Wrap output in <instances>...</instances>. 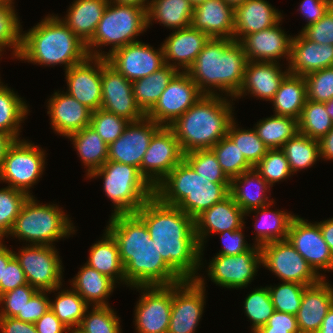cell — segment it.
I'll use <instances>...</instances> for the list:
<instances>
[{
	"instance_id": "12",
	"label": "cell",
	"mask_w": 333,
	"mask_h": 333,
	"mask_svg": "<svg viewBox=\"0 0 333 333\" xmlns=\"http://www.w3.org/2000/svg\"><path fill=\"white\" fill-rule=\"evenodd\" d=\"M260 250L261 265L282 282L310 286L322 279L287 239L266 243Z\"/></svg>"
},
{
	"instance_id": "17",
	"label": "cell",
	"mask_w": 333,
	"mask_h": 333,
	"mask_svg": "<svg viewBox=\"0 0 333 333\" xmlns=\"http://www.w3.org/2000/svg\"><path fill=\"white\" fill-rule=\"evenodd\" d=\"M141 292L136 302V333H167L172 309V285L134 287Z\"/></svg>"
},
{
	"instance_id": "62",
	"label": "cell",
	"mask_w": 333,
	"mask_h": 333,
	"mask_svg": "<svg viewBox=\"0 0 333 333\" xmlns=\"http://www.w3.org/2000/svg\"><path fill=\"white\" fill-rule=\"evenodd\" d=\"M26 284L28 282L25 273L14 256L7 265H4L3 280L0 281V295Z\"/></svg>"
},
{
	"instance_id": "24",
	"label": "cell",
	"mask_w": 333,
	"mask_h": 333,
	"mask_svg": "<svg viewBox=\"0 0 333 333\" xmlns=\"http://www.w3.org/2000/svg\"><path fill=\"white\" fill-rule=\"evenodd\" d=\"M245 212L236 204L230 195L203 211L194 219L195 232L201 247V261L207 236L219 234L226 230L235 231L245 228ZM212 233V234H211Z\"/></svg>"
},
{
	"instance_id": "49",
	"label": "cell",
	"mask_w": 333,
	"mask_h": 333,
	"mask_svg": "<svg viewBox=\"0 0 333 333\" xmlns=\"http://www.w3.org/2000/svg\"><path fill=\"white\" fill-rule=\"evenodd\" d=\"M119 319L111 306H93L86 310L77 329L81 333H121Z\"/></svg>"
},
{
	"instance_id": "21",
	"label": "cell",
	"mask_w": 333,
	"mask_h": 333,
	"mask_svg": "<svg viewBox=\"0 0 333 333\" xmlns=\"http://www.w3.org/2000/svg\"><path fill=\"white\" fill-rule=\"evenodd\" d=\"M161 127L146 116L129 122L123 134L109 145L107 161L135 166L140 169L153 134Z\"/></svg>"
},
{
	"instance_id": "67",
	"label": "cell",
	"mask_w": 333,
	"mask_h": 333,
	"mask_svg": "<svg viewBox=\"0 0 333 333\" xmlns=\"http://www.w3.org/2000/svg\"><path fill=\"white\" fill-rule=\"evenodd\" d=\"M319 224L323 239L330 248L333 255V218L317 222Z\"/></svg>"
},
{
	"instance_id": "45",
	"label": "cell",
	"mask_w": 333,
	"mask_h": 333,
	"mask_svg": "<svg viewBox=\"0 0 333 333\" xmlns=\"http://www.w3.org/2000/svg\"><path fill=\"white\" fill-rule=\"evenodd\" d=\"M299 133L320 140L333 127L326 103L306 100L298 119Z\"/></svg>"
},
{
	"instance_id": "39",
	"label": "cell",
	"mask_w": 333,
	"mask_h": 333,
	"mask_svg": "<svg viewBox=\"0 0 333 333\" xmlns=\"http://www.w3.org/2000/svg\"><path fill=\"white\" fill-rule=\"evenodd\" d=\"M193 7L188 0H150L147 9V27L157 21L171 30L191 26Z\"/></svg>"
},
{
	"instance_id": "38",
	"label": "cell",
	"mask_w": 333,
	"mask_h": 333,
	"mask_svg": "<svg viewBox=\"0 0 333 333\" xmlns=\"http://www.w3.org/2000/svg\"><path fill=\"white\" fill-rule=\"evenodd\" d=\"M66 138L72 141L78 157L87 169L85 176L88 177L107 162L109 146L92 127H84Z\"/></svg>"
},
{
	"instance_id": "41",
	"label": "cell",
	"mask_w": 333,
	"mask_h": 333,
	"mask_svg": "<svg viewBox=\"0 0 333 333\" xmlns=\"http://www.w3.org/2000/svg\"><path fill=\"white\" fill-rule=\"evenodd\" d=\"M28 107L23 97H19L7 84L3 85L0 79V131L20 140L21 123L27 118Z\"/></svg>"
},
{
	"instance_id": "10",
	"label": "cell",
	"mask_w": 333,
	"mask_h": 333,
	"mask_svg": "<svg viewBox=\"0 0 333 333\" xmlns=\"http://www.w3.org/2000/svg\"><path fill=\"white\" fill-rule=\"evenodd\" d=\"M42 147L25 139L16 140L8 149L0 169V182L32 196L30 189L42 177L47 154Z\"/></svg>"
},
{
	"instance_id": "6",
	"label": "cell",
	"mask_w": 333,
	"mask_h": 333,
	"mask_svg": "<svg viewBox=\"0 0 333 333\" xmlns=\"http://www.w3.org/2000/svg\"><path fill=\"white\" fill-rule=\"evenodd\" d=\"M230 183H212L183 159L155 188L154 195L195 219L229 195Z\"/></svg>"
},
{
	"instance_id": "27",
	"label": "cell",
	"mask_w": 333,
	"mask_h": 333,
	"mask_svg": "<svg viewBox=\"0 0 333 333\" xmlns=\"http://www.w3.org/2000/svg\"><path fill=\"white\" fill-rule=\"evenodd\" d=\"M326 278L307 286L296 314L300 333H317L333 305V285Z\"/></svg>"
},
{
	"instance_id": "51",
	"label": "cell",
	"mask_w": 333,
	"mask_h": 333,
	"mask_svg": "<svg viewBox=\"0 0 333 333\" xmlns=\"http://www.w3.org/2000/svg\"><path fill=\"white\" fill-rule=\"evenodd\" d=\"M29 195L21 190L6 186L0 188V240L8 237L15 219Z\"/></svg>"
},
{
	"instance_id": "58",
	"label": "cell",
	"mask_w": 333,
	"mask_h": 333,
	"mask_svg": "<svg viewBox=\"0 0 333 333\" xmlns=\"http://www.w3.org/2000/svg\"><path fill=\"white\" fill-rule=\"evenodd\" d=\"M300 32L310 41L333 45V6L316 23L305 27Z\"/></svg>"
},
{
	"instance_id": "74",
	"label": "cell",
	"mask_w": 333,
	"mask_h": 333,
	"mask_svg": "<svg viewBox=\"0 0 333 333\" xmlns=\"http://www.w3.org/2000/svg\"><path fill=\"white\" fill-rule=\"evenodd\" d=\"M188 1L191 3L192 7L194 8V7H196V6L200 5V4H202V3L205 2L206 0H188Z\"/></svg>"
},
{
	"instance_id": "26",
	"label": "cell",
	"mask_w": 333,
	"mask_h": 333,
	"mask_svg": "<svg viewBox=\"0 0 333 333\" xmlns=\"http://www.w3.org/2000/svg\"><path fill=\"white\" fill-rule=\"evenodd\" d=\"M209 39L208 35L192 26L173 30L162 44L165 64L176 68L179 72H186Z\"/></svg>"
},
{
	"instance_id": "73",
	"label": "cell",
	"mask_w": 333,
	"mask_h": 333,
	"mask_svg": "<svg viewBox=\"0 0 333 333\" xmlns=\"http://www.w3.org/2000/svg\"><path fill=\"white\" fill-rule=\"evenodd\" d=\"M224 1L235 8L236 6L242 4L245 0H224Z\"/></svg>"
},
{
	"instance_id": "20",
	"label": "cell",
	"mask_w": 333,
	"mask_h": 333,
	"mask_svg": "<svg viewBox=\"0 0 333 333\" xmlns=\"http://www.w3.org/2000/svg\"><path fill=\"white\" fill-rule=\"evenodd\" d=\"M106 59L131 82L144 78L165 65L162 45L157 50L141 41L114 50Z\"/></svg>"
},
{
	"instance_id": "1",
	"label": "cell",
	"mask_w": 333,
	"mask_h": 333,
	"mask_svg": "<svg viewBox=\"0 0 333 333\" xmlns=\"http://www.w3.org/2000/svg\"><path fill=\"white\" fill-rule=\"evenodd\" d=\"M135 214L145 223L163 260L183 280H195L203 261L194 219L177 206L162 203L155 195Z\"/></svg>"
},
{
	"instance_id": "14",
	"label": "cell",
	"mask_w": 333,
	"mask_h": 333,
	"mask_svg": "<svg viewBox=\"0 0 333 333\" xmlns=\"http://www.w3.org/2000/svg\"><path fill=\"white\" fill-rule=\"evenodd\" d=\"M183 159L174 132L169 126H161L150 140L139 172L155 188Z\"/></svg>"
},
{
	"instance_id": "43",
	"label": "cell",
	"mask_w": 333,
	"mask_h": 333,
	"mask_svg": "<svg viewBox=\"0 0 333 333\" xmlns=\"http://www.w3.org/2000/svg\"><path fill=\"white\" fill-rule=\"evenodd\" d=\"M61 287L54 289L61 291L55 293L54 301L50 299V309L69 330L77 329L91 306L72 288L65 290Z\"/></svg>"
},
{
	"instance_id": "15",
	"label": "cell",
	"mask_w": 333,
	"mask_h": 333,
	"mask_svg": "<svg viewBox=\"0 0 333 333\" xmlns=\"http://www.w3.org/2000/svg\"><path fill=\"white\" fill-rule=\"evenodd\" d=\"M204 94L187 72H178L164 89L146 117L161 126H169Z\"/></svg>"
},
{
	"instance_id": "8",
	"label": "cell",
	"mask_w": 333,
	"mask_h": 333,
	"mask_svg": "<svg viewBox=\"0 0 333 333\" xmlns=\"http://www.w3.org/2000/svg\"><path fill=\"white\" fill-rule=\"evenodd\" d=\"M147 29L145 8L109 2L93 37L86 43L87 52L92 57L106 58L114 50L139 41L136 37ZM107 45L112 46L109 52L99 49Z\"/></svg>"
},
{
	"instance_id": "54",
	"label": "cell",
	"mask_w": 333,
	"mask_h": 333,
	"mask_svg": "<svg viewBox=\"0 0 333 333\" xmlns=\"http://www.w3.org/2000/svg\"><path fill=\"white\" fill-rule=\"evenodd\" d=\"M306 287L307 285L295 282H282V284L277 286H268L274 309L279 312L296 315Z\"/></svg>"
},
{
	"instance_id": "2",
	"label": "cell",
	"mask_w": 333,
	"mask_h": 333,
	"mask_svg": "<svg viewBox=\"0 0 333 333\" xmlns=\"http://www.w3.org/2000/svg\"><path fill=\"white\" fill-rule=\"evenodd\" d=\"M106 230L116 240L127 287L167 286L183 279L163 260L145 223L135 214L111 215Z\"/></svg>"
},
{
	"instance_id": "16",
	"label": "cell",
	"mask_w": 333,
	"mask_h": 333,
	"mask_svg": "<svg viewBox=\"0 0 333 333\" xmlns=\"http://www.w3.org/2000/svg\"><path fill=\"white\" fill-rule=\"evenodd\" d=\"M261 266L260 246L254 244L250 250L238 255L216 254L206 271L216 285L228 289H241L251 284Z\"/></svg>"
},
{
	"instance_id": "59",
	"label": "cell",
	"mask_w": 333,
	"mask_h": 333,
	"mask_svg": "<svg viewBox=\"0 0 333 333\" xmlns=\"http://www.w3.org/2000/svg\"><path fill=\"white\" fill-rule=\"evenodd\" d=\"M254 333H300L296 315L276 311L267 323Z\"/></svg>"
},
{
	"instance_id": "52",
	"label": "cell",
	"mask_w": 333,
	"mask_h": 333,
	"mask_svg": "<svg viewBox=\"0 0 333 333\" xmlns=\"http://www.w3.org/2000/svg\"><path fill=\"white\" fill-rule=\"evenodd\" d=\"M184 160L192 169L212 183H230L211 149L195 150L184 154Z\"/></svg>"
},
{
	"instance_id": "18",
	"label": "cell",
	"mask_w": 333,
	"mask_h": 333,
	"mask_svg": "<svg viewBox=\"0 0 333 333\" xmlns=\"http://www.w3.org/2000/svg\"><path fill=\"white\" fill-rule=\"evenodd\" d=\"M287 240L319 276L326 278L320 274L321 270L333 271V255L317 222L313 224L296 215L290 223Z\"/></svg>"
},
{
	"instance_id": "48",
	"label": "cell",
	"mask_w": 333,
	"mask_h": 333,
	"mask_svg": "<svg viewBox=\"0 0 333 333\" xmlns=\"http://www.w3.org/2000/svg\"><path fill=\"white\" fill-rule=\"evenodd\" d=\"M211 150L216 155L222 171L230 180L253 168L227 135L219 140Z\"/></svg>"
},
{
	"instance_id": "46",
	"label": "cell",
	"mask_w": 333,
	"mask_h": 333,
	"mask_svg": "<svg viewBox=\"0 0 333 333\" xmlns=\"http://www.w3.org/2000/svg\"><path fill=\"white\" fill-rule=\"evenodd\" d=\"M14 3H0V54L12 48L17 59L22 47V26ZM18 16V17H17Z\"/></svg>"
},
{
	"instance_id": "5",
	"label": "cell",
	"mask_w": 333,
	"mask_h": 333,
	"mask_svg": "<svg viewBox=\"0 0 333 333\" xmlns=\"http://www.w3.org/2000/svg\"><path fill=\"white\" fill-rule=\"evenodd\" d=\"M226 98L221 95H203L169 125L184 154L211 149L227 135L234 120V104Z\"/></svg>"
},
{
	"instance_id": "40",
	"label": "cell",
	"mask_w": 333,
	"mask_h": 333,
	"mask_svg": "<svg viewBox=\"0 0 333 333\" xmlns=\"http://www.w3.org/2000/svg\"><path fill=\"white\" fill-rule=\"evenodd\" d=\"M178 72L176 68L165 64L154 73L132 82L135 102L145 115L154 107Z\"/></svg>"
},
{
	"instance_id": "34",
	"label": "cell",
	"mask_w": 333,
	"mask_h": 333,
	"mask_svg": "<svg viewBox=\"0 0 333 333\" xmlns=\"http://www.w3.org/2000/svg\"><path fill=\"white\" fill-rule=\"evenodd\" d=\"M83 265L78 274L70 280L71 288L90 306H110L107 298L117 284L89 265Z\"/></svg>"
},
{
	"instance_id": "4",
	"label": "cell",
	"mask_w": 333,
	"mask_h": 333,
	"mask_svg": "<svg viewBox=\"0 0 333 333\" xmlns=\"http://www.w3.org/2000/svg\"><path fill=\"white\" fill-rule=\"evenodd\" d=\"M89 56L86 44L58 15H49L22 33V47L17 59L44 66L64 65V70Z\"/></svg>"
},
{
	"instance_id": "57",
	"label": "cell",
	"mask_w": 333,
	"mask_h": 333,
	"mask_svg": "<svg viewBox=\"0 0 333 333\" xmlns=\"http://www.w3.org/2000/svg\"><path fill=\"white\" fill-rule=\"evenodd\" d=\"M37 291L33 286L26 284L0 295V317L23 315V308Z\"/></svg>"
},
{
	"instance_id": "11",
	"label": "cell",
	"mask_w": 333,
	"mask_h": 333,
	"mask_svg": "<svg viewBox=\"0 0 333 333\" xmlns=\"http://www.w3.org/2000/svg\"><path fill=\"white\" fill-rule=\"evenodd\" d=\"M14 256L19 261L28 284L36 290L54 293V289L63 285L64 268L55 245L26 244L18 253L14 251Z\"/></svg>"
},
{
	"instance_id": "60",
	"label": "cell",
	"mask_w": 333,
	"mask_h": 333,
	"mask_svg": "<svg viewBox=\"0 0 333 333\" xmlns=\"http://www.w3.org/2000/svg\"><path fill=\"white\" fill-rule=\"evenodd\" d=\"M50 291H37L23 308V315H16L14 318L35 323L50 309V300L47 294Z\"/></svg>"
},
{
	"instance_id": "36",
	"label": "cell",
	"mask_w": 333,
	"mask_h": 333,
	"mask_svg": "<svg viewBox=\"0 0 333 333\" xmlns=\"http://www.w3.org/2000/svg\"><path fill=\"white\" fill-rule=\"evenodd\" d=\"M253 209L247 213L245 216H249L251 213H257L254 217L256 218V223H254V228L256 237L255 245L262 246L269 242L286 240L288 236V230L292 219L296 216L292 213H288L284 210H269L272 204ZM258 215L261 219H258Z\"/></svg>"
},
{
	"instance_id": "50",
	"label": "cell",
	"mask_w": 333,
	"mask_h": 333,
	"mask_svg": "<svg viewBox=\"0 0 333 333\" xmlns=\"http://www.w3.org/2000/svg\"><path fill=\"white\" fill-rule=\"evenodd\" d=\"M244 314L249 318L251 324V333L256 332L260 327L264 326L270 316L275 312L268 286L255 288L245 298Z\"/></svg>"
},
{
	"instance_id": "64",
	"label": "cell",
	"mask_w": 333,
	"mask_h": 333,
	"mask_svg": "<svg viewBox=\"0 0 333 333\" xmlns=\"http://www.w3.org/2000/svg\"><path fill=\"white\" fill-rule=\"evenodd\" d=\"M38 333H69V329L59 320L51 309L35 323Z\"/></svg>"
},
{
	"instance_id": "31",
	"label": "cell",
	"mask_w": 333,
	"mask_h": 333,
	"mask_svg": "<svg viewBox=\"0 0 333 333\" xmlns=\"http://www.w3.org/2000/svg\"><path fill=\"white\" fill-rule=\"evenodd\" d=\"M282 19V13L267 0H245L234 8L233 39L239 42L245 35L269 29Z\"/></svg>"
},
{
	"instance_id": "56",
	"label": "cell",
	"mask_w": 333,
	"mask_h": 333,
	"mask_svg": "<svg viewBox=\"0 0 333 333\" xmlns=\"http://www.w3.org/2000/svg\"><path fill=\"white\" fill-rule=\"evenodd\" d=\"M304 79L307 100L326 103L333 98V66L308 73Z\"/></svg>"
},
{
	"instance_id": "63",
	"label": "cell",
	"mask_w": 333,
	"mask_h": 333,
	"mask_svg": "<svg viewBox=\"0 0 333 333\" xmlns=\"http://www.w3.org/2000/svg\"><path fill=\"white\" fill-rule=\"evenodd\" d=\"M331 6L332 0H302L298 11H300V14L307 20V23L302 30L305 27L316 23L325 15Z\"/></svg>"
},
{
	"instance_id": "65",
	"label": "cell",
	"mask_w": 333,
	"mask_h": 333,
	"mask_svg": "<svg viewBox=\"0 0 333 333\" xmlns=\"http://www.w3.org/2000/svg\"><path fill=\"white\" fill-rule=\"evenodd\" d=\"M0 333H38L34 323L14 317H0Z\"/></svg>"
},
{
	"instance_id": "37",
	"label": "cell",
	"mask_w": 333,
	"mask_h": 333,
	"mask_svg": "<svg viewBox=\"0 0 333 333\" xmlns=\"http://www.w3.org/2000/svg\"><path fill=\"white\" fill-rule=\"evenodd\" d=\"M307 100L304 76L288 73L270 102L274 106V114L299 119Z\"/></svg>"
},
{
	"instance_id": "70",
	"label": "cell",
	"mask_w": 333,
	"mask_h": 333,
	"mask_svg": "<svg viewBox=\"0 0 333 333\" xmlns=\"http://www.w3.org/2000/svg\"><path fill=\"white\" fill-rule=\"evenodd\" d=\"M317 333H333V305L329 309Z\"/></svg>"
},
{
	"instance_id": "47",
	"label": "cell",
	"mask_w": 333,
	"mask_h": 333,
	"mask_svg": "<svg viewBox=\"0 0 333 333\" xmlns=\"http://www.w3.org/2000/svg\"><path fill=\"white\" fill-rule=\"evenodd\" d=\"M235 119L229 126L227 136L234 142L246 161L254 167L267 153L268 148L253 129H242ZM238 127V128H237Z\"/></svg>"
},
{
	"instance_id": "19",
	"label": "cell",
	"mask_w": 333,
	"mask_h": 333,
	"mask_svg": "<svg viewBox=\"0 0 333 333\" xmlns=\"http://www.w3.org/2000/svg\"><path fill=\"white\" fill-rule=\"evenodd\" d=\"M101 108L130 122L142 120L146 115L134 99L132 82L101 57Z\"/></svg>"
},
{
	"instance_id": "33",
	"label": "cell",
	"mask_w": 333,
	"mask_h": 333,
	"mask_svg": "<svg viewBox=\"0 0 333 333\" xmlns=\"http://www.w3.org/2000/svg\"><path fill=\"white\" fill-rule=\"evenodd\" d=\"M108 0H74L60 18L85 44L93 37L108 5Z\"/></svg>"
},
{
	"instance_id": "9",
	"label": "cell",
	"mask_w": 333,
	"mask_h": 333,
	"mask_svg": "<svg viewBox=\"0 0 333 333\" xmlns=\"http://www.w3.org/2000/svg\"><path fill=\"white\" fill-rule=\"evenodd\" d=\"M103 178L105 196L113 203L111 215L136 213L154 195V188L135 166L107 161L88 178Z\"/></svg>"
},
{
	"instance_id": "7",
	"label": "cell",
	"mask_w": 333,
	"mask_h": 333,
	"mask_svg": "<svg viewBox=\"0 0 333 333\" xmlns=\"http://www.w3.org/2000/svg\"><path fill=\"white\" fill-rule=\"evenodd\" d=\"M71 218L56 204H40L29 196L15 219L8 236L30 245L53 246L54 242L75 234Z\"/></svg>"
},
{
	"instance_id": "44",
	"label": "cell",
	"mask_w": 333,
	"mask_h": 333,
	"mask_svg": "<svg viewBox=\"0 0 333 333\" xmlns=\"http://www.w3.org/2000/svg\"><path fill=\"white\" fill-rule=\"evenodd\" d=\"M289 162L292 174L312 167L320 158L319 140L298 133L281 148Z\"/></svg>"
},
{
	"instance_id": "69",
	"label": "cell",
	"mask_w": 333,
	"mask_h": 333,
	"mask_svg": "<svg viewBox=\"0 0 333 333\" xmlns=\"http://www.w3.org/2000/svg\"><path fill=\"white\" fill-rule=\"evenodd\" d=\"M2 240H0V281L3 280L4 265L14 257V251L10 250L5 244L3 245Z\"/></svg>"
},
{
	"instance_id": "35",
	"label": "cell",
	"mask_w": 333,
	"mask_h": 333,
	"mask_svg": "<svg viewBox=\"0 0 333 333\" xmlns=\"http://www.w3.org/2000/svg\"><path fill=\"white\" fill-rule=\"evenodd\" d=\"M104 231L101 240L90 247L89 257L85 264L115 283L125 284L124 267L120 260L117 242L106 229Z\"/></svg>"
},
{
	"instance_id": "66",
	"label": "cell",
	"mask_w": 333,
	"mask_h": 333,
	"mask_svg": "<svg viewBox=\"0 0 333 333\" xmlns=\"http://www.w3.org/2000/svg\"><path fill=\"white\" fill-rule=\"evenodd\" d=\"M320 158L333 160V127L319 140Z\"/></svg>"
},
{
	"instance_id": "42",
	"label": "cell",
	"mask_w": 333,
	"mask_h": 333,
	"mask_svg": "<svg viewBox=\"0 0 333 333\" xmlns=\"http://www.w3.org/2000/svg\"><path fill=\"white\" fill-rule=\"evenodd\" d=\"M268 149H279L299 133L298 120L282 115L260 119L253 127Z\"/></svg>"
},
{
	"instance_id": "3",
	"label": "cell",
	"mask_w": 333,
	"mask_h": 333,
	"mask_svg": "<svg viewBox=\"0 0 333 333\" xmlns=\"http://www.w3.org/2000/svg\"><path fill=\"white\" fill-rule=\"evenodd\" d=\"M247 62L238 41L210 38L186 72L204 95H220L219 90L233 101L242 86Z\"/></svg>"
},
{
	"instance_id": "22",
	"label": "cell",
	"mask_w": 333,
	"mask_h": 333,
	"mask_svg": "<svg viewBox=\"0 0 333 333\" xmlns=\"http://www.w3.org/2000/svg\"><path fill=\"white\" fill-rule=\"evenodd\" d=\"M67 93L92 112L101 108V57L88 56L65 71Z\"/></svg>"
},
{
	"instance_id": "53",
	"label": "cell",
	"mask_w": 333,
	"mask_h": 333,
	"mask_svg": "<svg viewBox=\"0 0 333 333\" xmlns=\"http://www.w3.org/2000/svg\"><path fill=\"white\" fill-rule=\"evenodd\" d=\"M253 168L271 187L274 183L286 180L293 175L281 148L268 149L266 155Z\"/></svg>"
},
{
	"instance_id": "29",
	"label": "cell",
	"mask_w": 333,
	"mask_h": 333,
	"mask_svg": "<svg viewBox=\"0 0 333 333\" xmlns=\"http://www.w3.org/2000/svg\"><path fill=\"white\" fill-rule=\"evenodd\" d=\"M299 33L292 38L291 55L287 66L289 73L305 76L313 71L332 67L333 45L310 41L301 32Z\"/></svg>"
},
{
	"instance_id": "76",
	"label": "cell",
	"mask_w": 333,
	"mask_h": 333,
	"mask_svg": "<svg viewBox=\"0 0 333 333\" xmlns=\"http://www.w3.org/2000/svg\"><path fill=\"white\" fill-rule=\"evenodd\" d=\"M69 333H81L78 329L69 330Z\"/></svg>"
},
{
	"instance_id": "32",
	"label": "cell",
	"mask_w": 333,
	"mask_h": 333,
	"mask_svg": "<svg viewBox=\"0 0 333 333\" xmlns=\"http://www.w3.org/2000/svg\"><path fill=\"white\" fill-rule=\"evenodd\" d=\"M254 188L250 189L249 188ZM270 185L254 169L243 172L230 180L229 195L236 204L245 212L257 209L275 200L269 199Z\"/></svg>"
},
{
	"instance_id": "68",
	"label": "cell",
	"mask_w": 333,
	"mask_h": 333,
	"mask_svg": "<svg viewBox=\"0 0 333 333\" xmlns=\"http://www.w3.org/2000/svg\"><path fill=\"white\" fill-rule=\"evenodd\" d=\"M15 141L16 140L10 134L0 131V169L3 165L9 147Z\"/></svg>"
},
{
	"instance_id": "30",
	"label": "cell",
	"mask_w": 333,
	"mask_h": 333,
	"mask_svg": "<svg viewBox=\"0 0 333 333\" xmlns=\"http://www.w3.org/2000/svg\"><path fill=\"white\" fill-rule=\"evenodd\" d=\"M191 26L210 38L233 39L234 7L224 0H206L193 8Z\"/></svg>"
},
{
	"instance_id": "71",
	"label": "cell",
	"mask_w": 333,
	"mask_h": 333,
	"mask_svg": "<svg viewBox=\"0 0 333 333\" xmlns=\"http://www.w3.org/2000/svg\"><path fill=\"white\" fill-rule=\"evenodd\" d=\"M108 1L116 4L138 6L141 8H145L146 10L150 5L149 0H108Z\"/></svg>"
},
{
	"instance_id": "72",
	"label": "cell",
	"mask_w": 333,
	"mask_h": 333,
	"mask_svg": "<svg viewBox=\"0 0 333 333\" xmlns=\"http://www.w3.org/2000/svg\"><path fill=\"white\" fill-rule=\"evenodd\" d=\"M326 111L330 115L333 122V98H331L330 101L326 102Z\"/></svg>"
},
{
	"instance_id": "55",
	"label": "cell",
	"mask_w": 333,
	"mask_h": 333,
	"mask_svg": "<svg viewBox=\"0 0 333 333\" xmlns=\"http://www.w3.org/2000/svg\"><path fill=\"white\" fill-rule=\"evenodd\" d=\"M129 122L130 121L124 117L100 108L92 112L90 127H92L109 146L123 134Z\"/></svg>"
},
{
	"instance_id": "61",
	"label": "cell",
	"mask_w": 333,
	"mask_h": 333,
	"mask_svg": "<svg viewBox=\"0 0 333 333\" xmlns=\"http://www.w3.org/2000/svg\"><path fill=\"white\" fill-rule=\"evenodd\" d=\"M243 228L235 231L226 230L219 233L222 241V249L219 251V255H238L250 250L253 245H249L244 239L245 235L242 233Z\"/></svg>"
},
{
	"instance_id": "13",
	"label": "cell",
	"mask_w": 333,
	"mask_h": 333,
	"mask_svg": "<svg viewBox=\"0 0 333 333\" xmlns=\"http://www.w3.org/2000/svg\"><path fill=\"white\" fill-rule=\"evenodd\" d=\"M205 280H183L172 285V309L167 333H195L205 305Z\"/></svg>"
},
{
	"instance_id": "28",
	"label": "cell",
	"mask_w": 333,
	"mask_h": 333,
	"mask_svg": "<svg viewBox=\"0 0 333 333\" xmlns=\"http://www.w3.org/2000/svg\"><path fill=\"white\" fill-rule=\"evenodd\" d=\"M280 66V63L248 61L242 86L234 99L249 93L260 100L271 101L289 73L288 67L283 71Z\"/></svg>"
},
{
	"instance_id": "23",
	"label": "cell",
	"mask_w": 333,
	"mask_h": 333,
	"mask_svg": "<svg viewBox=\"0 0 333 333\" xmlns=\"http://www.w3.org/2000/svg\"><path fill=\"white\" fill-rule=\"evenodd\" d=\"M280 23L282 22L269 29L245 35L239 41L248 61L279 63V59L281 61V58L286 57L289 63L293 36L287 35Z\"/></svg>"
},
{
	"instance_id": "75",
	"label": "cell",
	"mask_w": 333,
	"mask_h": 333,
	"mask_svg": "<svg viewBox=\"0 0 333 333\" xmlns=\"http://www.w3.org/2000/svg\"><path fill=\"white\" fill-rule=\"evenodd\" d=\"M0 3H14L13 0H0Z\"/></svg>"
},
{
	"instance_id": "25",
	"label": "cell",
	"mask_w": 333,
	"mask_h": 333,
	"mask_svg": "<svg viewBox=\"0 0 333 333\" xmlns=\"http://www.w3.org/2000/svg\"><path fill=\"white\" fill-rule=\"evenodd\" d=\"M47 103L51 127L60 136L66 138L90 126L92 111L67 92L56 91Z\"/></svg>"
}]
</instances>
